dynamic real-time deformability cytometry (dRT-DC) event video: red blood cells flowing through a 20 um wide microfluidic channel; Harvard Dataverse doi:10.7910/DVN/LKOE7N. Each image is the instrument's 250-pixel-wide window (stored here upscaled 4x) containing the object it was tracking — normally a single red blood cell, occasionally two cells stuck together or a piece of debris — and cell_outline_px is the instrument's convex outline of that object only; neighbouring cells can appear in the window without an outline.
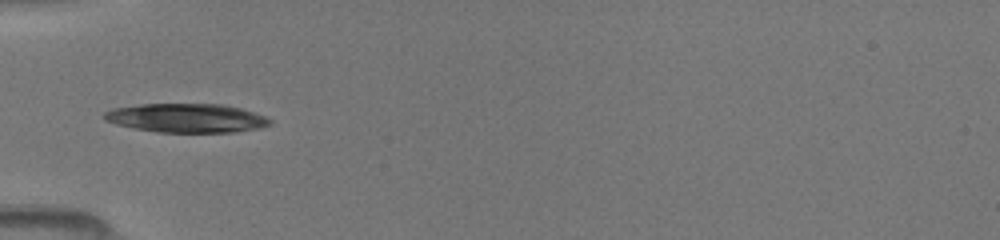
{"species": "common noctule bat (a hibernating species)", "species_latin": "Nyctalus noctula", "temperature_condition": "room temperature", "stored_images_in_passage": 30, "camera_frame_rate_fps": 3000, "um_per_image_px": 0.085, "animal": {"sex": "female", "body_mass_g": 19.5, "forearm_length_mm": 54.1}, "frame": {"image": 1, "passage_image": 1, "time_ms": 0.0, "image_size_px": [1000, 240], "cell_outline_px": [[272, 124], [260, 128], [236, 132], [156, 132], [116, 124], [104, 120], [100, 116], [104, 112], [112, 108], [140, 104], [224, 104], [240, 108], [264, 116], [272, 120]], "centroid_in_image_um": [15.83, 10.03], "position_along_channel_um": 69.2, "area_um2": 28.03}}
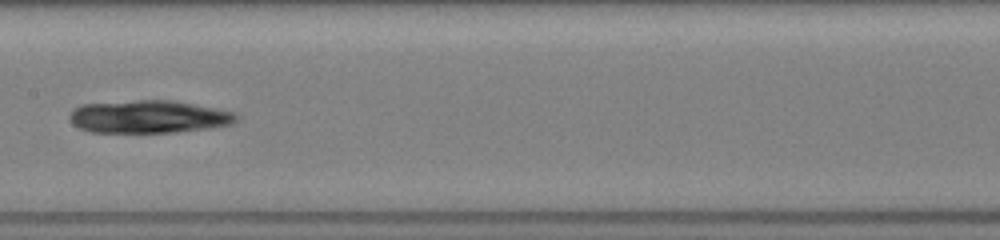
{"frame": {"image": 2, "passage_image": 10, "time_ms": 3.0, "image_size_px": [1000, 240], "cell_outline_px": [[236, 120], [232, 124], [212, 128], [176, 132], [92, 132], [80, 128], [72, 124], [68, 116], [72, 108], [80, 104], [136, 100], [176, 100], [236, 112]], "centroid_in_image_um": [12.62, 9.91], "position_along_channel_um": 194.8, "area_um2": 32.19}}
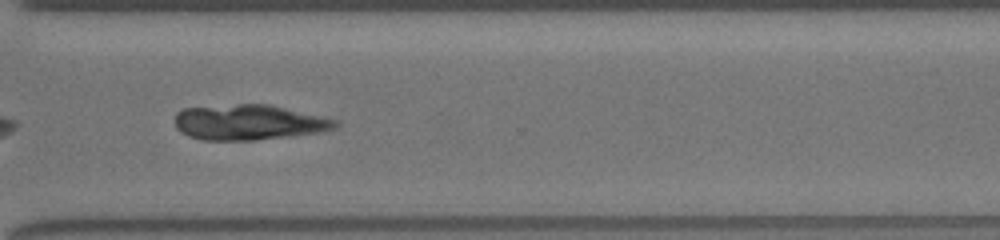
{"frame": {"image": 3, "passage_image": 21, "time_ms": 6.667, "image_size_px": [1000, 240], "cell_outline_px": [[340, 124], [336, 128], [316, 132], [288, 136], [252, 140], [204, 140], [188, 136], [180, 132], [176, 128], [176, 112], [184, 108], [236, 104], [272, 104], [324, 116], [336, 120]], "centroid_in_image_um": [21.16, 10.38], "position_along_channel_um": 349.4, "area_um2": 33.12}}